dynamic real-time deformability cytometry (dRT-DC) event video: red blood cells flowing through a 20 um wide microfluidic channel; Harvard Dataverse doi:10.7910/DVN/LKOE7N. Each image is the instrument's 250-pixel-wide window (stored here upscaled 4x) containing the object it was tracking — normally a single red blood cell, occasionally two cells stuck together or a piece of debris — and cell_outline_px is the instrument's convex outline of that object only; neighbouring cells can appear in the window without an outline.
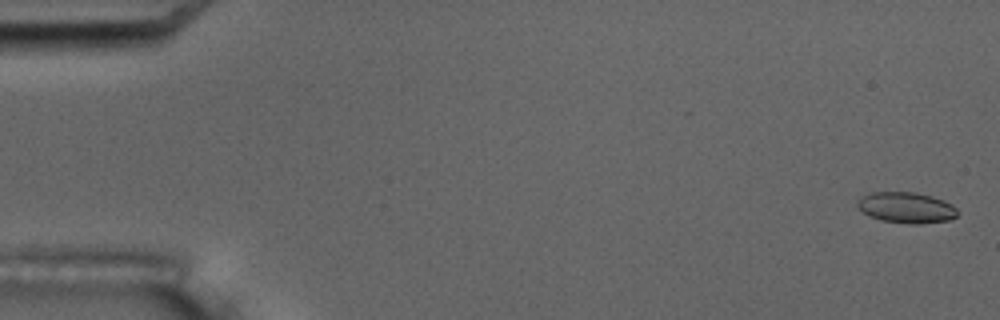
{"species": "common noctule bat (a hibernating species)", "species_latin": "Nyctalus noctula", "temperature_condition": "room temperature", "stored_images_in_passage": 7, "camera_frame_rate_fps": 3000, "um_per_image_px": 0.085, "animal": {"sex": "male", "body_mass_g": 17.5, "forearm_length_mm": 52.3}, "frame": {"image": 1, "passage_image": 1, "time_ms": 0.0, "image_size_px": [1000, 320], "cell_outline_px": [[956, 216], [948, 220], [920, 224], [912, 224], [880, 220], [868, 216], [856, 204], [856, 200], [872, 192], [916, 192], [932, 196], [944, 200], [952, 204], [956, 208]], "centroid_in_image_um": [77.03, 17.64], "position_along_channel_um": 8.0, "area_um2": 17.98}}